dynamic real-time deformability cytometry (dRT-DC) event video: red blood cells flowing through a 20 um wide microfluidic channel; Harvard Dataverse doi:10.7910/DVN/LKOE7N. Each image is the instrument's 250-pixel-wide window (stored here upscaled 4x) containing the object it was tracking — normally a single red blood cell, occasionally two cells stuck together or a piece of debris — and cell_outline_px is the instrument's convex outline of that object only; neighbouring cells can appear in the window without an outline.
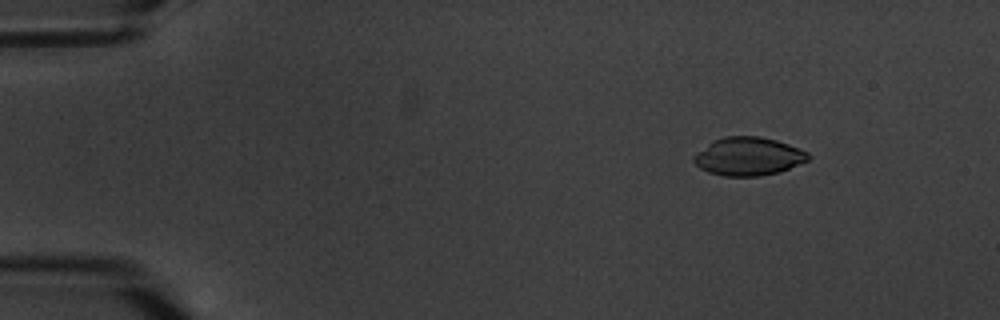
{"species": "common noctule bat (a hibernating species)", "species_latin": "Nyctalus noctula", "temperature_condition": "warm", "stored_images_in_passage": 5, "camera_frame_rate_fps": 3000, "um_per_image_px": 0.085, "animal": {"sex": "male", "body_mass_g": 20.1, "forearm_length_mm": 53.5}, "frame": {"image": 1, "passage_image": 2, "time_ms": 1.0, "image_size_px": [1000, 320], "cell_outline_px": [[812, 156], [808, 160], [780, 172], [760, 176], [724, 176], [708, 172], [700, 168], [692, 160], [692, 156], [696, 152], [712, 140], [724, 136], [760, 136], [776, 140], [788, 144], [808, 152]], "centroid_in_image_um": [63.59, 13.29], "position_along_channel_um": 21.4, "area_um2": 25.72}}
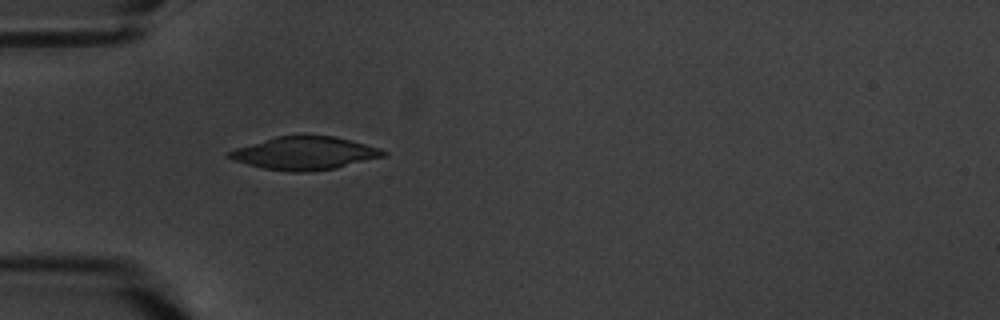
{"frame": {"image": 2, "passage_image": 5, "time_ms": 4.667, "image_size_px": [1000, 320], "cell_outline_px": [[388, 156], [336, 168], [304, 172], [288, 172], [264, 168], [232, 160], [224, 156], [224, 152], [236, 148], [276, 136], [304, 132], [336, 136], [380, 148], [388, 152]], "centroid_in_image_um": [25.91, 12.99], "position_along_channel_um": 59.1, "area_um2": 30.63}}